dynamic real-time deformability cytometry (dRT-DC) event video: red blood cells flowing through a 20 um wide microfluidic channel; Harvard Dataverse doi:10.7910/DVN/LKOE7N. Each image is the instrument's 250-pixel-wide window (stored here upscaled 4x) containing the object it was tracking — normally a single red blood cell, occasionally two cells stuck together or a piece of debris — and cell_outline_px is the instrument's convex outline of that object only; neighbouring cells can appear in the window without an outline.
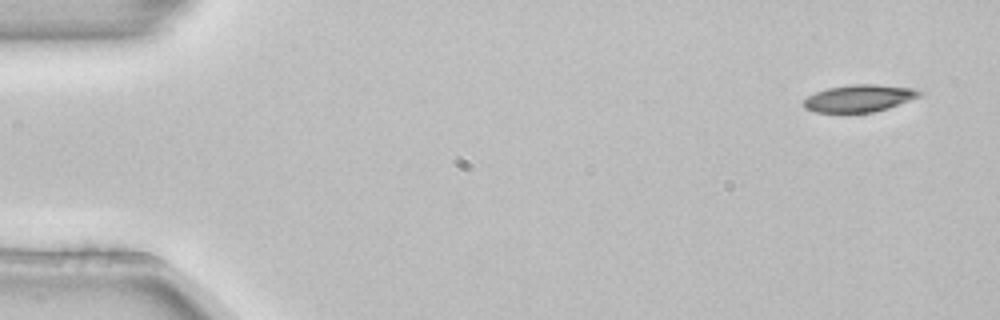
{"species": "common noctule bat (a hibernating species)", "species_latin": "Nyctalus noctula", "temperature_condition": "room temperature", "stored_images_in_passage": 5, "camera_frame_rate_fps": 3000, "um_per_image_px": 0.085, "animal": {"sex": "female", "body_mass_g": 22.7, "forearm_length_mm": 54.2}, "frame": {"image": 1, "passage_image": 1, "time_ms": 0.0, "image_size_px": [1000, 320], "cell_outline_px": [[920, 96], [888, 108], [872, 112], [816, 112], [804, 108], [804, 100], [808, 96], [816, 92], [828, 88], [852, 84], [876, 84], [916, 88], [920, 92]], "centroid_in_image_um": [73.03, 8.34], "position_along_channel_um": 12.0, "area_um2": 18.15}}
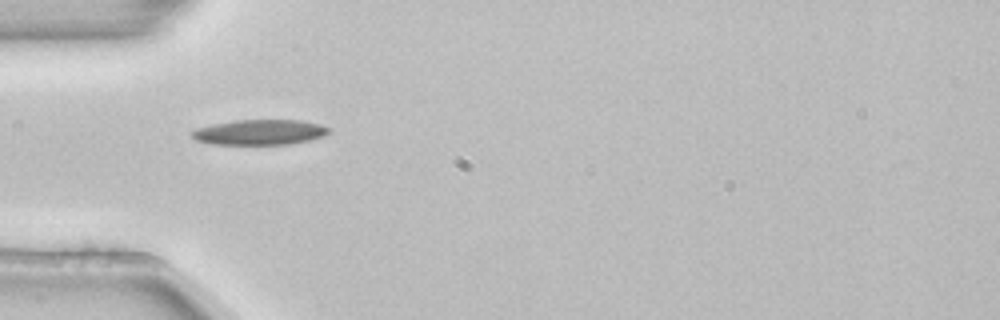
{"frame": {"image": 2, "passage_image": 4, "time_ms": 1.0, "image_size_px": [1000, 320], "cell_outline_px": [[332, 132], [324, 136], [308, 140], [288, 144], [212, 144], [196, 140], [192, 136], [192, 132], [196, 128], [212, 124], [236, 120], [300, 120], [320, 124], [332, 128]], "centroid_in_image_um": [22.12, 11.23], "position_along_channel_um": 62.9, "area_um2": 20.17}}